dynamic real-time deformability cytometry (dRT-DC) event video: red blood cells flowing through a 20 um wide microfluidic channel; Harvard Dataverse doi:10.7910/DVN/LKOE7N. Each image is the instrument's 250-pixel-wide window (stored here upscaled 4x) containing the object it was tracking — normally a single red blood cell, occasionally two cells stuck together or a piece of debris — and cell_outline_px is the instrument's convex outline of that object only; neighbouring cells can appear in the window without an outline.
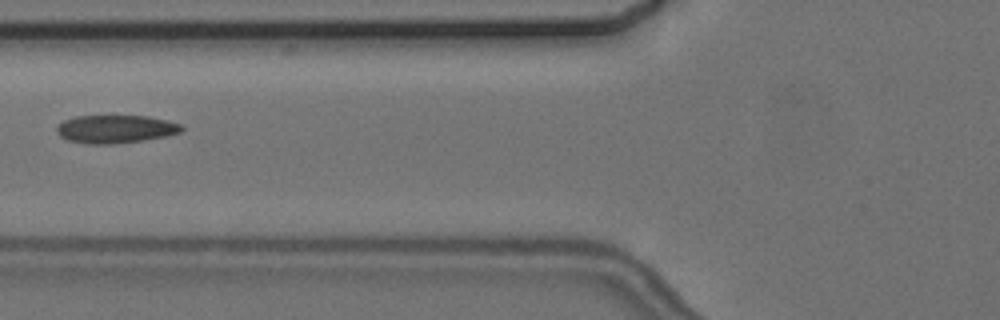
{"species": "common noctule bat (a hibernating species)", "species_latin": "Nyctalus noctula", "temperature_condition": "cold", "stored_images_in_passage": 9, "camera_frame_rate_fps": 3000, "um_per_image_px": 0.085, "animal": {"sex": "female", "body_mass_g": 24.6, "forearm_length_mm": 56.2}, "frame": {"image": 1, "passage_image": 6, "time_ms": 7.0, "image_size_px": [1000, 320], "cell_outline_px": [[184, 128], [180, 132], [168, 136], [112, 144], [84, 144], [68, 140], [60, 136], [56, 132], [56, 128], [64, 120], [76, 116], [148, 116], [168, 120], [180, 124]], "centroid_in_image_um": [9.81, 10.97], "position_along_channel_um": 116.0, "area_um2": 20.4}}
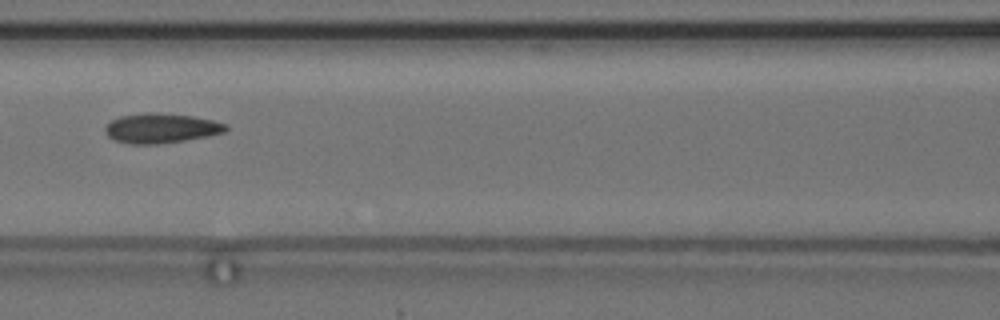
{"frame": {"image": 2, "passage_image": 7, "time_ms": 8.0, "image_size_px": [1000, 320], "cell_outline_px": [[228, 128], [224, 132], [184, 140], [156, 144], [128, 144], [112, 140], [108, 136], [104, 128], [112, 120], [120, 116], [148, 112], [160, 112], [192, 116], [212, 120], [228, 124]], "centroid_in_image_um": [13.66, 10.89], "position_along_channel_um": 152.9, "area_um2": 20.87}}